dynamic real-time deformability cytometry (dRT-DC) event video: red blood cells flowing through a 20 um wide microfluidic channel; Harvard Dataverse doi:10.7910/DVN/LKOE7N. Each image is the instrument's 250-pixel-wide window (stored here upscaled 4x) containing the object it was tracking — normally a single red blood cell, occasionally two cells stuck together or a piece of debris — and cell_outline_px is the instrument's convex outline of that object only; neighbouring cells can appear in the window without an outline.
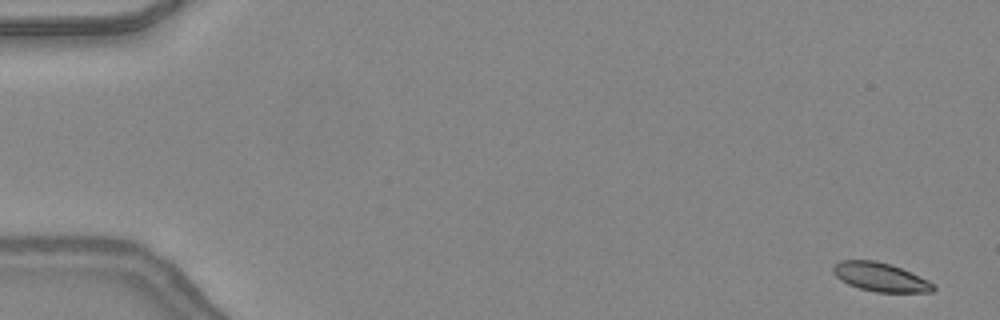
{"species": "common noctule bat (a hibernating species)", "species_latin": "Nyctalus noctula", "temperature_condition": "warm", "stored_images_in_passage": 48, "camera_frame_rate_fps": 3000, "um_per_image_px": 0.085, "animal": {"sex": "female", "body_mass_g": 24.6, "forearm_length_mm": 56.2}, "frame": {"image": 1, "passage_image": 2, "time_ms": 0.333, "image_size_px": [1000, 320], "cell_outline_px": [[936, 288], [932, 292], [876, 292], [860, 288], [848, 284], [840, 280], [832, 272], [832, 268], [840, 260], [876, 260], [892, 264], [928, 280], [936, 284]], "centroid_in_image_um": [74.84, 23.54], "position_along_channel_um": 10.2, "area_um2": 16.88}}
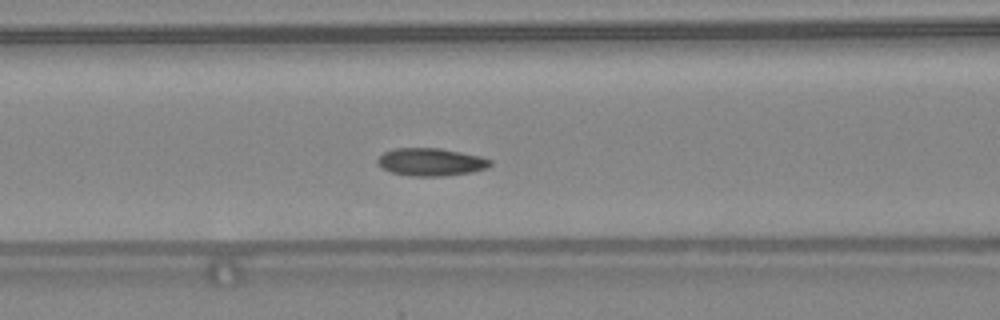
{"frame": {"image": 2, "passage_image": 21, "time_ms": 6.667, "image_size_px": [1000, 320], "cell_outline_px": [[492, 164], [488, 168], [472, 172], [444, 176], [408, 176], [392, 172], [380, 168], [376, 160], [384, 152], [396, 148], [440, 148], [480, 156], [492, 160]], "centroid_in_image_um": [36.63, 13.77], "position_along_channel_um": 130.0, "area_um2": 18.32}}
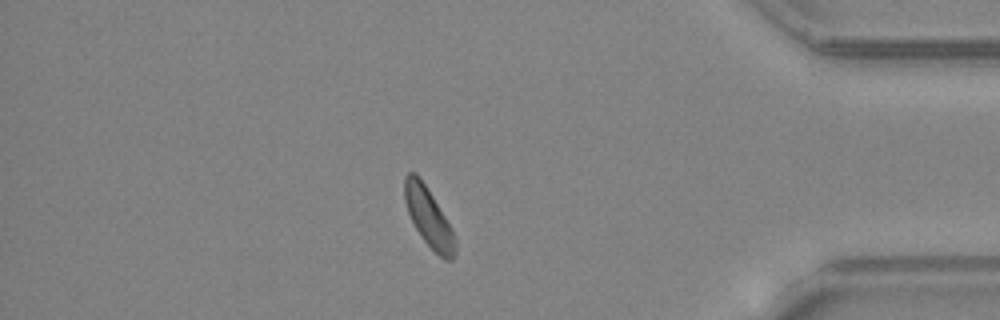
{"frame": {"image": 3, "passage_image": 42, "time_ms": 13.667, "image_size_px": [1000, 320], "cell_outline_px": [[456, 252], [452, 260], [444, 260], [420, 236], [408, 212], [404, 200], [404, 176], [408, 172], [416, 172], [420, 176], [456, 236]], "centroid_in_image_um": [36.43, 18.46], "position_along_channel_um": 398.8, "area_um2": 17.22}, "authors_computed_cell_mechanics": {"area_um2": 17.4267, "velocity_mm_per_s": 4.3341, "shape_relaxation_time_tau1_ms": 3.1568, "shape_relaxation_time_tau2_ms": 5.3209, "deformation_change_tau1": 0.0803, "deformation_change_tau2": 0.1081}}